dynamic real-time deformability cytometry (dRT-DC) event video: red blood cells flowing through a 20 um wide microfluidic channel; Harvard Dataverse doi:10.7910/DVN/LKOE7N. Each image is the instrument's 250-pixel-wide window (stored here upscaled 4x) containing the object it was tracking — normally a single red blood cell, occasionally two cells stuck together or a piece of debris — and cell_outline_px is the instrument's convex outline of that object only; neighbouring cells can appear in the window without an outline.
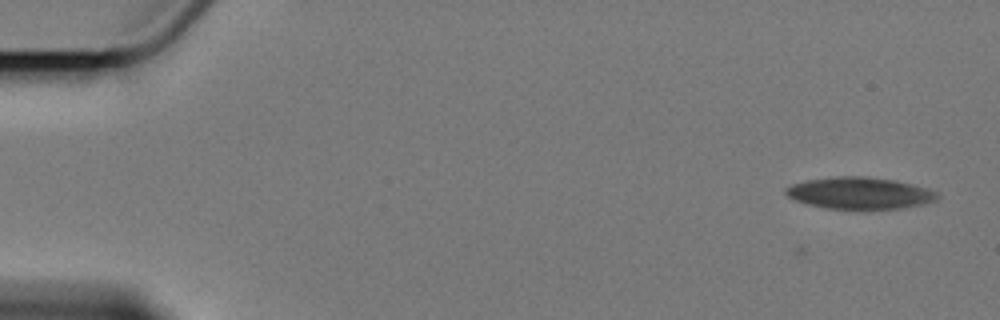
{"species": "Egyptian fruit bat (a non-hibernating species)", "species_latin": "Rousettus aegyptiacus", "temperature_condition": "cold", "stored_images_in_passage": 5, "camera_frame_rate_fps": 3000, "um_per_image_px": 0.085, "animal": {"sex": "female"}, "frame": {"image": 1, "passage_image": 1, "time_ms": 0.0, "image_size_px": [1000, 320], "cell_outline_px": [[940, 196], [936, 200], [920, 204], [900, 208], [824, 208], [804, 204], [792, 200], [784, 192], [784, 188], [792, 184], [808, 180], [836, 176], [868, 176], [892, 180], [928, 188], [936, 192]], "centroid_in_image_um": [73.0, 16.4], "position_along_channel_um": 12.0, "area_um2": 27.86}}
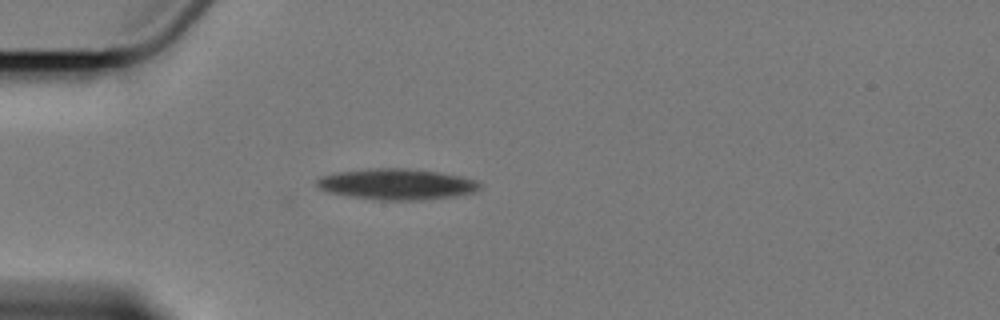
{"frame": {"image": 2, "passage_image": 5, "time_ms": 4.667, "image_size_px": [1000, 320], "cell_outline_px": [[484, 184], [476, 192], [456, 196], [420, 200], [380, 200], [352, 196], [328, 192], [316, 188], [316, 180], [320, 176], [336, 172], [368, 168], [408, 168], [440, 172], [464, 176], [476, 180]], "centroid_in_image_um": [33.76, 15.64], "position_along_channel_um": 51.2, "area_um2": 29.82}}